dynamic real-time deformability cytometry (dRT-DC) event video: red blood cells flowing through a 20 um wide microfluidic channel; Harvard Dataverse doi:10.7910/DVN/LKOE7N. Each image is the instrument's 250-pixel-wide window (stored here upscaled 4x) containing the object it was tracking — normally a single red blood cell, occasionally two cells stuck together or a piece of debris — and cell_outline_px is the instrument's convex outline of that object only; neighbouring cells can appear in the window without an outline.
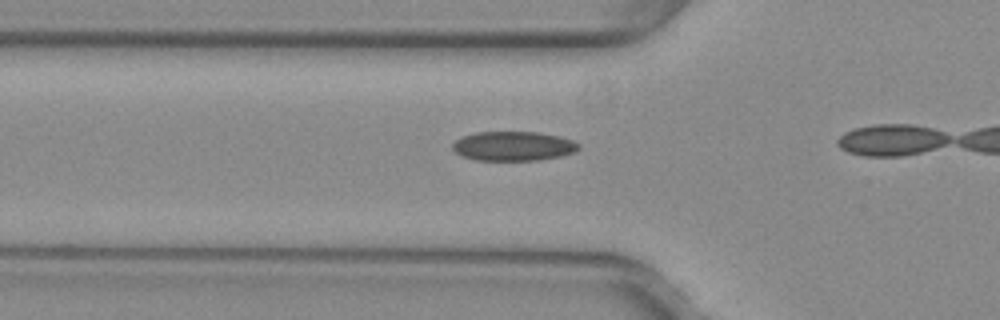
{"species": "common noctule bat (a hibernating species)", "species_latin": "Nyctalus noctula", "temperature_condition": "warm", "stored_images_in_passage": 10, "camera_frame_rate_fps": 3000, "um_per_image_px": 0.085, "animal": {"sex": "female", "body_mass_g": 29.2, "forearm_length_mm": 56.3}, "frame": {"image": 1, "passage_image": 9, "time_ms": 2.667, "image_size_px": [1000, 320], "cell_outline_px": [[580, 148], [576, 152], [560, 156], [540, 160], [476, 160], [464, 156], [456, 152], [452, 148], [452, 144], [456, 140], [464, 136], [476, 132], [540, 132], [560, 136], [572, 140], [580, 144]], "centroid_in_image_um": [43.68, 12.41], "position_along_channel_um": 82.1, "area_um2": 21.62}}